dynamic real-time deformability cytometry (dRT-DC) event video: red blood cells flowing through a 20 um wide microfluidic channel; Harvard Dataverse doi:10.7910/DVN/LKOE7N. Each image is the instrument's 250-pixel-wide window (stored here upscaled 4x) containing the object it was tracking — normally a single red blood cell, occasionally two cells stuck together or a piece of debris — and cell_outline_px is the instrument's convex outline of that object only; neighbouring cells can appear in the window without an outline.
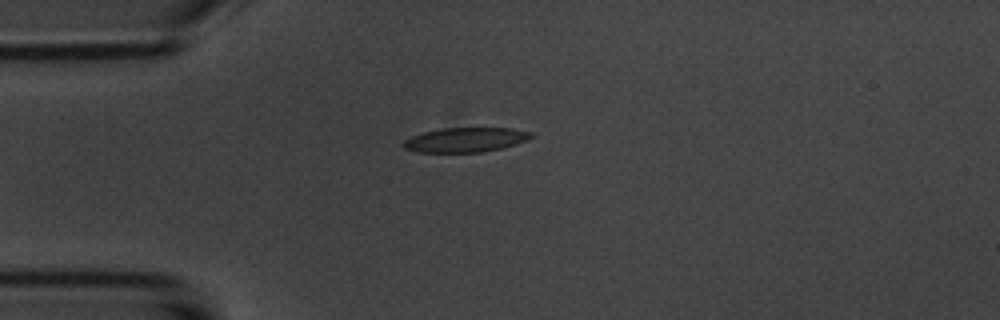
{"species": "common noctule bat (a hibernating species)", "species_latin": "Nyctalus noctula", "temperature_condition": "room temperature", "stored_images_in_passage": 33, "camera_frame_rate_fps": 3000, "um_per_image_px": 0.085, "animal": {"sex": "male", "body_mass_g": 20.1, "forearm_length_mm": 53.5}, "frame": {"image": 1, "passage_image": 1, "time_ms": 0.0, "image_size_px": [1000, 320], "cell_outline_px": [[536, 136], [528, 140], [516, 144], [500, 148], [480, 152], [416, 152], [404, 148], [400, 144], [404, 140], [412, 136], [424, 132], [440, 128], [512, 128], [532, 132]], "centroid_in_image_um": [39.58, 11.88], "position_along_channel_um": 45.4, "area_um2": 18.38}}
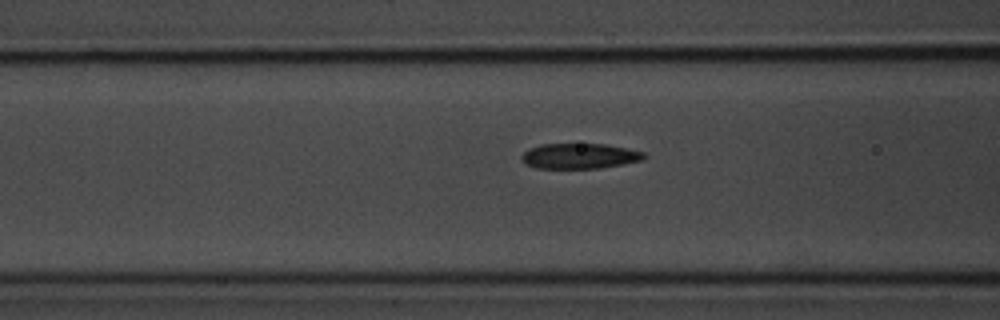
{"frame": {"image": 2, "passage_image": 8, "time_ms": 2.333, "image_size_px": [1000, 320], "cell_outline_px": [[648, 156], [644, 160], [624, 164], [600, 168], [536, 168], [528, 164], [520, 156], [528, 148], [540, 144], [604, 144], [644, 152]], "centroid_in_image_um": [49.29, 13.26], "position_along_channel_um": 117.3, "area_um2": 18.03}}
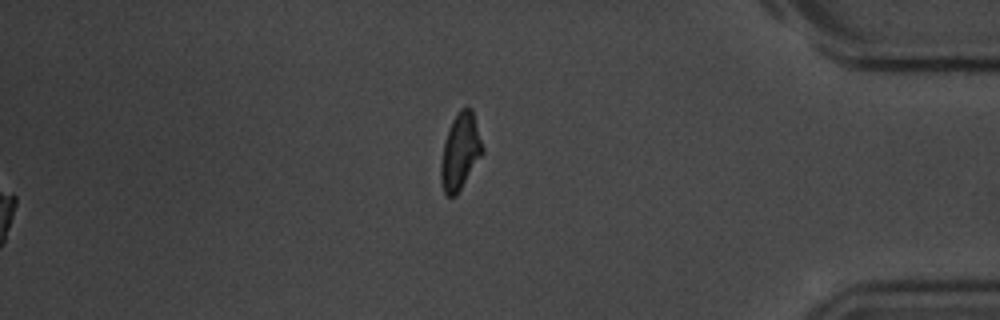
{"frame": {"image": 3, "passage_image": 33, "time_ms": 10.667, "image_size_px": [1000, 320], "cell_outline_px": [[484, 152], [456, 196], [448, 196], [444, 192], [440, 180], [440, 164], [444, 144], [452, 120], [460, 108], [468, 104], [472, 108], [484, 148]], "centroid_in_image_um": [39.13, 12.85], "position_along_channel_um": 396.1, "area_um2": 18.55}, "authors_computed_cell_mechanics": {"area_um2": 18.6116, "velocity_mm_per_s": 3.7274, "shape_relaxation_time_tau1_ms": 3.7912, "shape_relaxation_time_tau2_ms": 2.2837, "deformation_change_tau1": 0.1276, "deformation_change_tau2": 0.0838}}